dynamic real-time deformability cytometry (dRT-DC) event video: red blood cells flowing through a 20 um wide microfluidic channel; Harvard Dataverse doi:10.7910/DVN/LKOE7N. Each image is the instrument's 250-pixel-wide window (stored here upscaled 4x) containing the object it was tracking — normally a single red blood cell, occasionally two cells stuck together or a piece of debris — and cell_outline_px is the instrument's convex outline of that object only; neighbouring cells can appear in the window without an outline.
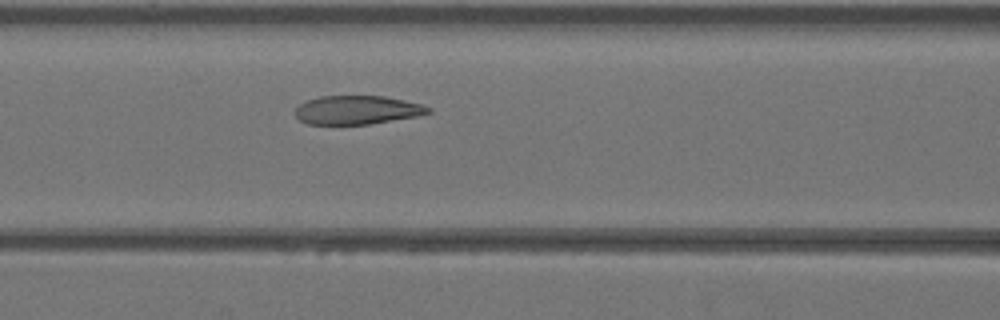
{"species": "Egyptian fruit bat (a non-hibernating species)", "species_latin": "Rousettus aegyptiacus", "temperature_condition": "warm", "stored_images_in_passage": 34, "camera_frame_rate_fps": 3000, "um_per_image_px": 0.085, "animal": {"sex": "female"}, "frame": {"image": 1, "passage_image": 9, "time_ms": 2.667, "image_size_px": [1000, 320], "cell_outline_px": [[432, 112], [416, 116], [368, 124], [308, 124], [300, 120], [292, 112], [300, 104], [308, 100], [320, 96], [384, 96], [404, 100], [420, 104], [432, 108]], "centroid_in_image_um": [30.33, 9.34], "position_along_channel_um": 136.3, "area_um2": 22.14}}
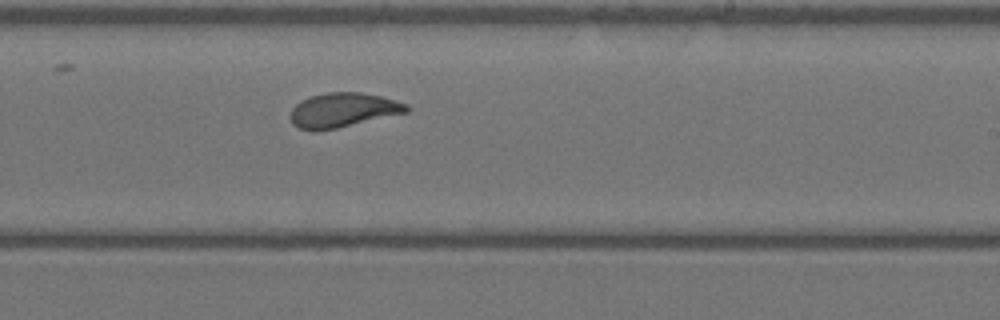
{"frame": {"image": 2, "passage_image": 17, "time_ms": 5.333, "image_size_px": [1000, 320], "cell_outline_px": [[412, 108], [408, 112], [336, 128], [316, 132], [312, 132], [300, 128], [292, 124], [288, 116], [292, 108], [300, 100], [312, 96], [328, 92], [360, 92], [380, 96], [408, 104]], "centroid_in_image_um": [29.12, 9.37], "position_along_channel_um": 259.9, "area_um2": 23.47}}
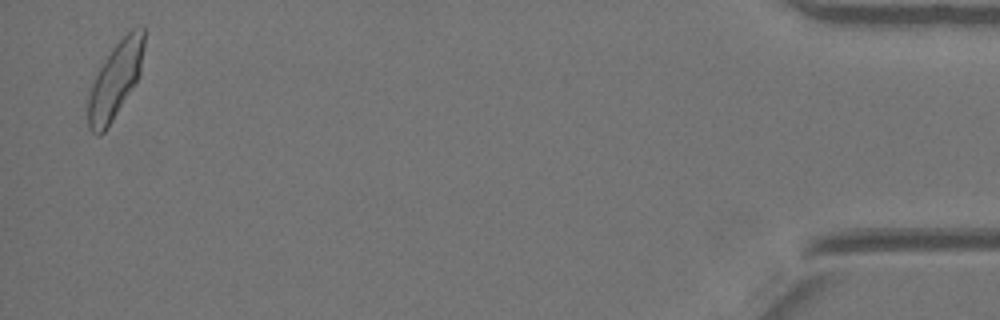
{"frame": {"image": 3, "passage_image": 33, "time_ms": 10.667, "image_size_px": [1000, 320], "cell_outline_px": [[144, 48], [140, 72], [132, 88], [112, 120], [104, 132], [100, 136], [96, 136], [88, 128], [84, 104], [88, 88], [112, 48], [132, 28], [144, 24]], "centroid_in_image_um": [9.73, 6.86], "position_along_channel_um": 425.5, "area_um2": 25.14}}